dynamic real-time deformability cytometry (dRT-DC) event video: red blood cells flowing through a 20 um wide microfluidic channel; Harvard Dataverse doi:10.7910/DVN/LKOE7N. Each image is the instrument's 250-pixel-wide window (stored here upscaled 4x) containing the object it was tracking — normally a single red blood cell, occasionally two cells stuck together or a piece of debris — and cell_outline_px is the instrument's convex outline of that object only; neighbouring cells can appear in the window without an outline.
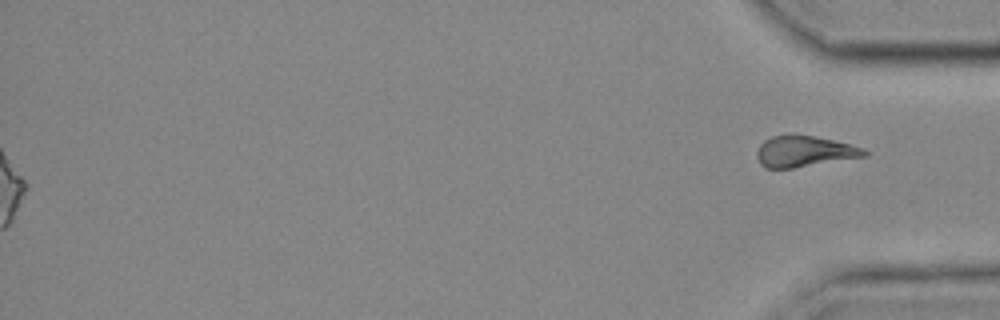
{"species": "common noctule bat (a hibernating species)", "species_latin": "Nyctalus noctula", "temperature_condition": "cold", "stored_images_in_passage": 56, "segment_of_instrument_passage": [2, 2], "camera_frame_rate_fps": 3000, "um_per_image_px": 0.085, "animal": {"sex": "female", "body_mass_g": 25.1}, "frame": {"image": 1, "passage_image": 56, "time_ms": 18.333, "image_size_px": [1000, 320], "cell_outline_px": [[868, 156], [792, 168], [764, 168], [760, 164], [756, 156], [756, 152], [760, 144], [764, 140], [772, 136], [788, 132], [816, 136], [864, 148], [868, 152]], "centroid_in_image_um": [68.32, 12.84], "position_along_channel_um": 366.9, "area_um2": 19.83}}